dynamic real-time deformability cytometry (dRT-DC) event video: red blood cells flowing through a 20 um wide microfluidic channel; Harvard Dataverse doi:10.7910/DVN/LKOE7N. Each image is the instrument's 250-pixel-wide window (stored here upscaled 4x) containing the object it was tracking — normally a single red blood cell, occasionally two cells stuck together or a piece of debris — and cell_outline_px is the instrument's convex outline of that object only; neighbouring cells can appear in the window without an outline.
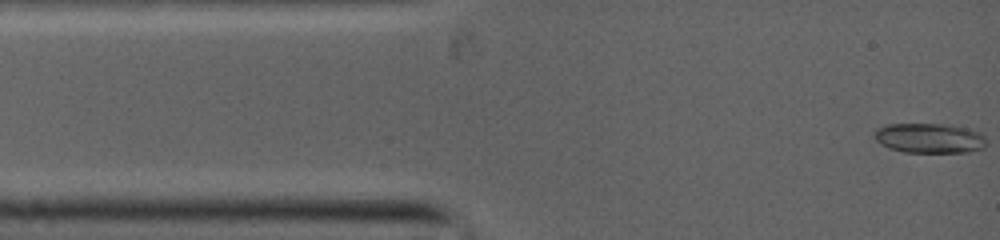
{"species": "common noctule bat (a hibernating species)", "species_latin": "Nyctalus noctula", "temperature_condition": "warm", "stored_images_in_passage": 3, "camera_frame_rate_fps": 5000, "um_per_image_px": 0.085, "animal": {"sex": "female", "body_mass_g": 19.0, "forearm_length_mm": 53.3}, "frame": {"image": 1, "passage_image": 1, "time_ms": 0.0, "image_size_px": [1000, 240], "cell_outline_px": [[984, 148], [964, 152], [904, 152], [892, 148], [884, 144], [876, 136], [876, 132], [880, 128], [888, 124], [936, 124], [960, 128], [972, 132], [980, 136], [984, 140]], "centroid_in_image_um": [78.97, 11.76], "position_along_channel_um": 6.0, "area_um2": 18.21}}